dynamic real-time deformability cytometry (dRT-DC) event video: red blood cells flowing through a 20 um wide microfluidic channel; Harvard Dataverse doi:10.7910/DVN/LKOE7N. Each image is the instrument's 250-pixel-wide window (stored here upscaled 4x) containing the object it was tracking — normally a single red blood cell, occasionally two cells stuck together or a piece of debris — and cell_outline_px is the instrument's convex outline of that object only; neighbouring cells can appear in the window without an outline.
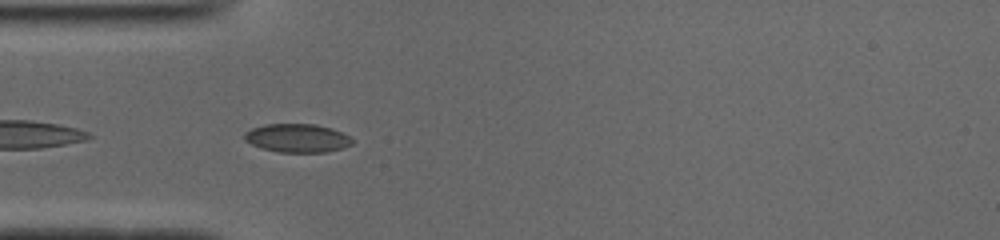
{"species": "common noctule bat (a hibernating species)", "species_latin": "Nyctalus noctula", "temperature_condition": "cold", "stored_images_in_passage": 4, "camera_frame_rate_fps": 3000, "um_per_image_px": 0.085, "animal": {"sex": "male", "body_mass_g": 19.0, "forearm_length_mm": 50.8}, "frame": {"image": 1, "passage_image": 2, "time_ms": 0.333, "image_size_px": [1000, 240], "cell_outline_px": [[352, 144], [344, 148], [324, 152], [280, 152], [260, 148], [244, 140], [244, 132], [252, 128], [264, 124], [316, 124], [332, 128], [348, 136], [352, 140]], "centroid_in_image_um": [25.24, 11.73], "position_along_channel_um": 59.8, "area_um2": 17.92}}